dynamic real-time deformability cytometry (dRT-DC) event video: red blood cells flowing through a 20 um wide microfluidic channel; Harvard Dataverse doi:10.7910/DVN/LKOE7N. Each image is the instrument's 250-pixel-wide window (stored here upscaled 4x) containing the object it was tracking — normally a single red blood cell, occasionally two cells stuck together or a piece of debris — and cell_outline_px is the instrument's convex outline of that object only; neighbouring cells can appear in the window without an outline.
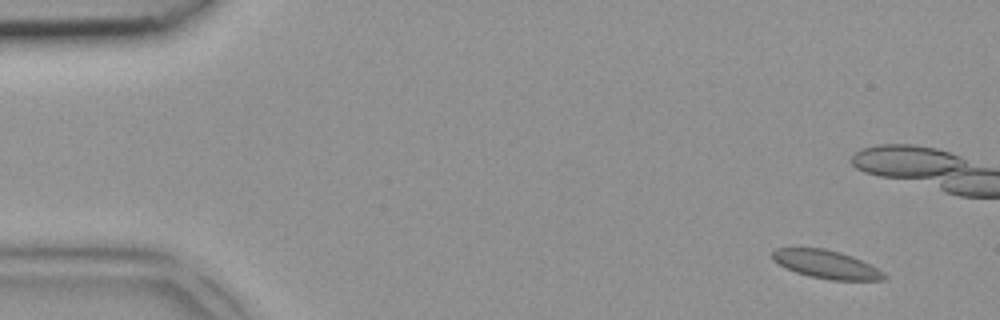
{"species": "common noctule bat (a hibernating species)", "species_latin": "Nyctalus noctula", "temperature_condition": "room temperature", "stored_images_in_passage": 5, "camera_frame_rate_fps": 3000, "um_per_image_px": 0.085, "animal": {"sex": "female", "body_mass_g": 18.4}, "frame": {"image": 1, "passage_image": 1, "time_ms": 0.0, "image_size_px": [1000, 320], "cell_outline_px": [[888, 276], [884, 280], [832, 280], [808, 276], [784, 268], [772, 260], [772, 252], [776, 248], [824, 248], [840, 252], [852, 256], [884, 272]], "centroid_in_image_um": [70.2, 22.47], "position_along_channel_um": 14.8, "area_um2": 18.38}}